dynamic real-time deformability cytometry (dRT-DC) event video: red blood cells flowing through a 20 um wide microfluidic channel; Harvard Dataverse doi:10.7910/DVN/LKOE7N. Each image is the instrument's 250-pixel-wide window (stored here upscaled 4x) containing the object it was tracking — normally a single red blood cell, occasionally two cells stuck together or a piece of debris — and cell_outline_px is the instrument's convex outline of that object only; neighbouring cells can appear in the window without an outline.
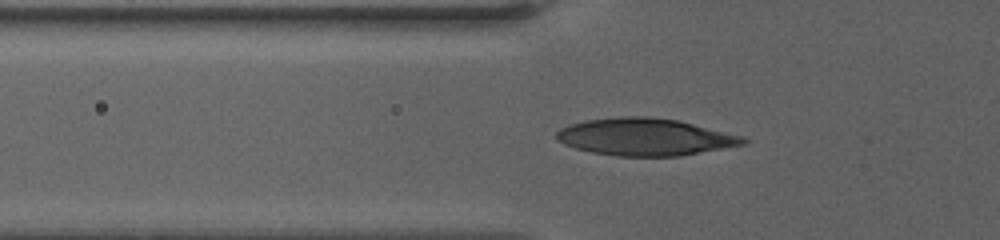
{"species": "human", "species_latin": "Homo sapiens", "temperature_condition": "warm", "stored_images_in_passage": 26, "camera_frame_rate_fps": 3000, "um_per_image_px": 0.085, "donor": {"sex": "female"}, "frame": {"image": 1, "passage_image": 4, "time_ms": 0.333, "image_size_px": [1000, 240], "cell_outline_px": [[748, 144], [680, 156], [616, 156], [592, 152], [576, 148], [564, 144], [556, 140], [556, 132], [560, 128], [568, 124], [584, 120], [620, 116], [644, 116], [676, 120], [744, 136], [748, 140]], "centroid_in_image_um": [54.82, 11.64], "position_along_channel_um": 71.0, "area_um2": 40.63}}
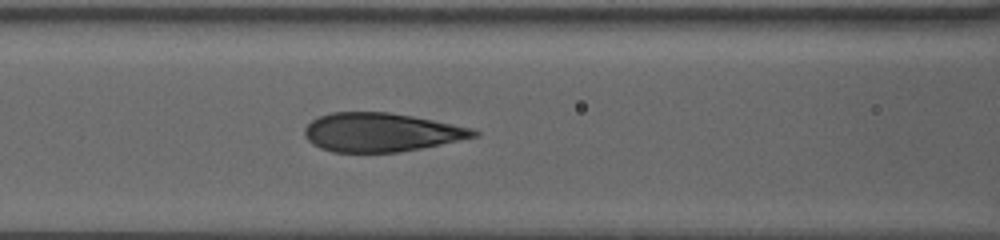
{"frame": {"image": 2, "passage_image": 16, "time_ms": 2.333, "image_size_px": [1000, 240], "cell_outline_px": [[480, 136], [400, 152], [332, 152], [320, 148], [312, 144], [304, 136], [304, 128], [312, 120], [320, 116], [332, 112], [388, 112], [412, 116], [472, 128], [480, 132]], "centroid_in_image_um": [32.37, 11.25], "position_along_channel_um": 134.2, "area_um2": 38.09}}
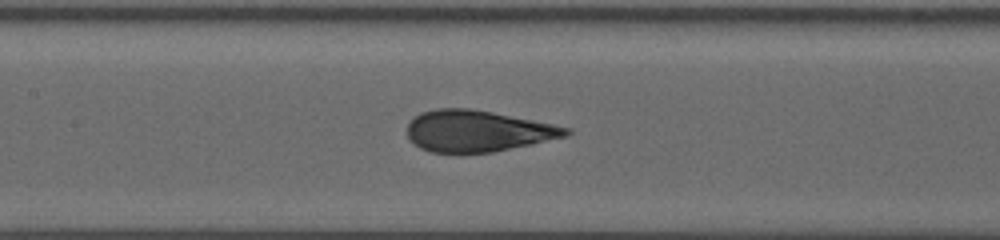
{"frame": {"image": 3, "passage_image": 21, "time_ms": 3.333, "image_size_px": [1000, 240], "cell_outline_px": [[572, 132], [568, 136], [492, 152], [432, 152], [420, 148], [408, 136], [408, 124], [420, 112], [436, 108], [468, 108], [492, 112], [572, 128]], "centroid_in_image_um": [40.61, 11.12], "position_along_channel_um": 166.8, "area_um2": 37.8}}